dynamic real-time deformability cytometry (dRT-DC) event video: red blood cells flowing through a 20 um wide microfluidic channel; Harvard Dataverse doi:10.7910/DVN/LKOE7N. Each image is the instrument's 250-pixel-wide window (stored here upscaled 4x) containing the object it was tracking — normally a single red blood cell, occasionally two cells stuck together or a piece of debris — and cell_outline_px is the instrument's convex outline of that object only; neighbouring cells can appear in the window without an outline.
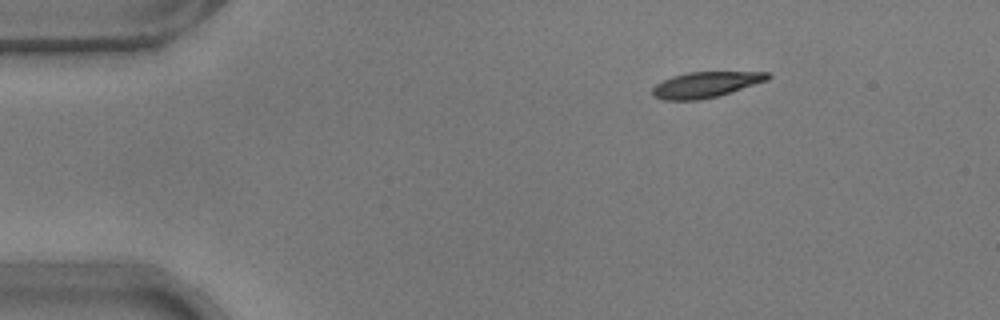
{"species": "common noctule bat (a hibernating species)", "species_latin": "Nyctalus noctula", "temperature_condition": "warm", "stored_images_in_passage": 47, "camera_frame_rate_fps": 3000, "um_per_image_px": 0.085, "animal": {"sex": "male", "body_mass_g": 17.9}, "frame": {"image": 1, "passage_image": 1, "time_ms": 0.0, "image_size_px": [1000, 320], "cell_outline_px": [[772, 76], [768, 80], [716, 96], [700, 100], [664, 100], [652, 96], [652, 88], [656, 84], [672, 76], [688, 72], [768, 72]], "centroid_in_image_um": [59.95, 7.19], "position_along_channel_um": 25.0, "area_um2": 17.11}}
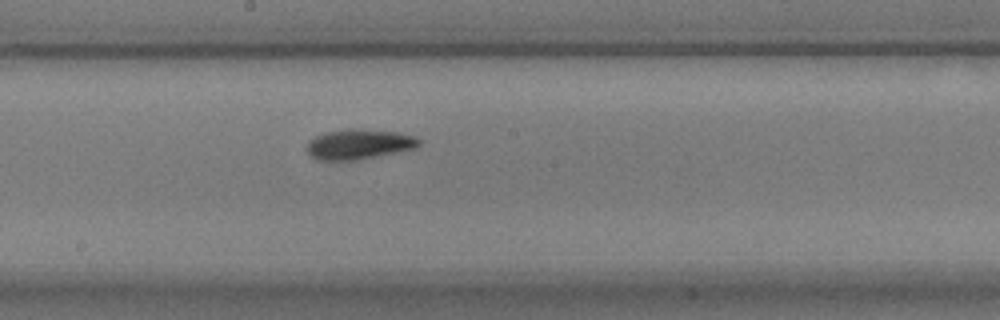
{"frame": {"image": 2, "passage_image": 22, "time_ms": 7.0, "image_size_px": [1000, 320], "cell_outline_px": [[420, 144], [416, 148], [356, 160], [316, 160], [308, 156], [308, 140], [316, 136], [328, 132], [352, 128], [356, 128], [400, 132], [416, 136], [420, 140]], "centroid_in_image_um": [30.52, 12.25], "position_along_channel_um": 217.7, "area_um2": 19.71}}
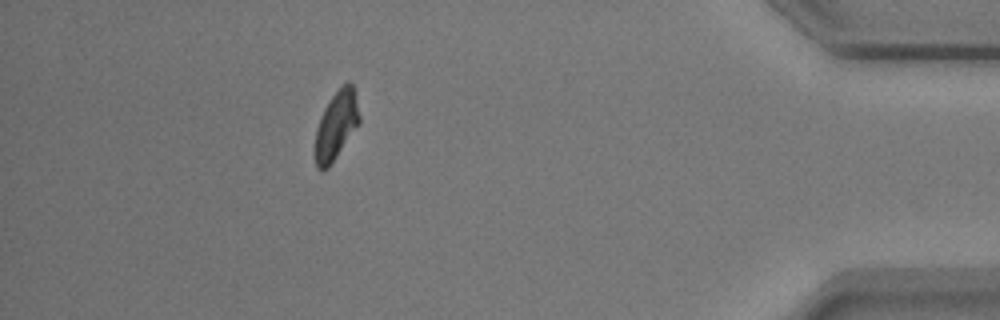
{"frame": {"image": 3, "passage_image": 41, "time_ms": 13.333, "image_size_px": [1000, 320], "cell_outline_px": [[360, 124], [328, 168], [324, 172], [320, 172], [316, 168], [312, 152], [316, 128], [320, 116], [328, 100], [348, 80], [352, 84], [360, 116]], "centroid_in_image_um": [28.52, 10.75], "position_along_channel_um": 406.7, "area_um2": 18.21}, "authors_computed_cell_mechanics": {"area_um2": 18.207, "velocity_mm_per_s": 3.7538, "shape_relaxation_time_tau1_ms": 4.341, "shape_relaxation_time_tau2_ms": 3.7512, "deformation_change_tau1": 0.2101, "deformation_change_tau2": 0.1068}}